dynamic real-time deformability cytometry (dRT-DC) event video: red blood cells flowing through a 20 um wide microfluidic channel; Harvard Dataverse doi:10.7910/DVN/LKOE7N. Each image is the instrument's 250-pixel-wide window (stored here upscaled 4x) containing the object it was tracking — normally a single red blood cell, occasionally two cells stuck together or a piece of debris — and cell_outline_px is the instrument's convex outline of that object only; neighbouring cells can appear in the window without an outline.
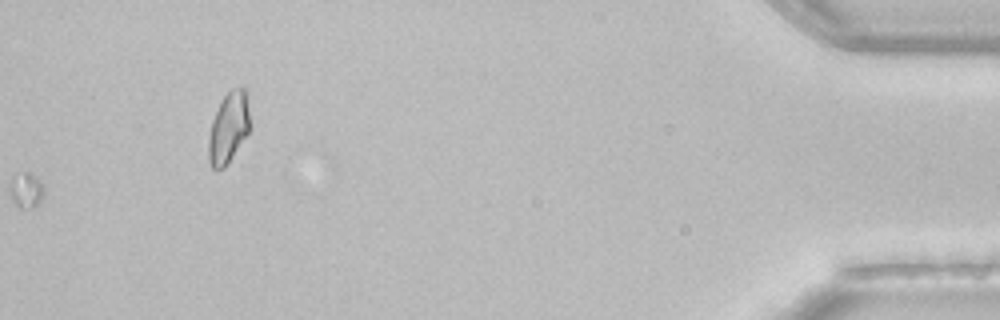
{"species": "common noctule bat (a hibernating species)", "species_latin": "Nyctalus noctula", "temperature_condition": "room temperature", "stored_images_in_passage": 51, "camera_frame_rate_fps": 3000, "um_per_image_px": 0.085, "animal": {"sex": "female", "body_mass_g": 22.7, "forearm_length_mm": 54.2}, "frame": {"image": 1, "passage_image": 51, "time_ms": 16.667, "image_size_px": [1000, 320], "cell_outline_px": [[248, 132], [224, 168], [216, 172], [212, 168], [208, 160], [208, 140], [212, 120], [220, 100], [232, 88], [244, 84], [248, 108]], "centroid_in_image_um": [19.38, 10.85], "position_along_channel_um": 415.8, "area_um2": 16.99}}